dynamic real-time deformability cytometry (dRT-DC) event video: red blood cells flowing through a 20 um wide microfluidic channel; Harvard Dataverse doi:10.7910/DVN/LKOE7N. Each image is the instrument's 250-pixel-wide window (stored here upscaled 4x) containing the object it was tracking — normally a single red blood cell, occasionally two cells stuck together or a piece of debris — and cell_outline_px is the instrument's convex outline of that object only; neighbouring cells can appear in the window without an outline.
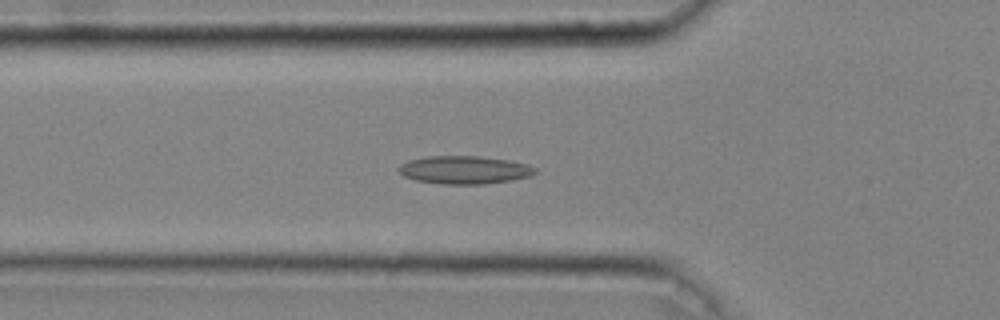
{"species": "common noctule bat (a hibernating species)", "species_latin": "Nyctalus noctula", "temperature_condition": "cold", "stored_images_in_passage": 47, "camera_frame_rate_fps": 3000, "um_per_image_px": 0.085, "animal": {"sex": "male", "body_mass_g": 20.4}, "frame": {"image": 1, "passage_image": 17, "time_ms": 5.333, "image_size_px": [1000, 320], "cell_outline_px": [[536, 172], [532, 176], [484, 184], [440, 184], [416, 180], [404, 176], [396, 168], [400, 164], [408, 160], [428, 156], [480, 156], [508, 160], [528, 164], [536, 168]], "centroid_in_image_um": [39.46, 14.43], "position_along_channel_um": 86.3, "area_um2": 22.31}}
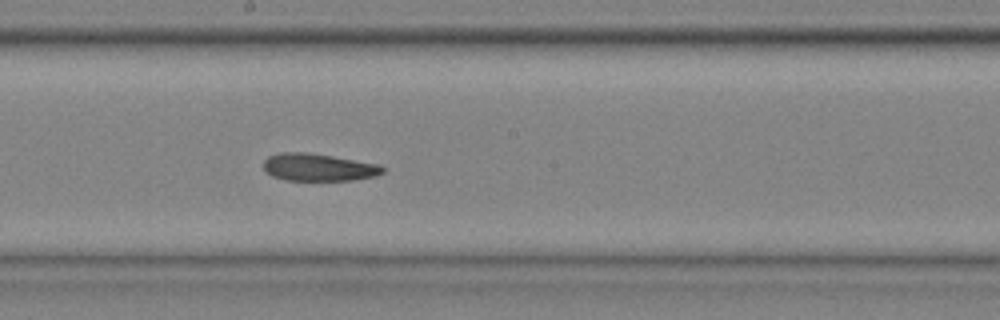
{"frame": {"image": 2, "passage_image": 27, "time_ms": 8.667, "image_size_px": [1000, 320], "cell_outline_px": [[384, 172], [376, 176], [352, 180], [284, 180], [272, 176], [264, 172], [264, 160], [268, 156], [280, 152], [308, 152], [380, 164], [384, 168]], "centroid_in_image_um": [27.05, 14.22], "position_along_channel_um": 221.2, "area_um2": 19.19}}
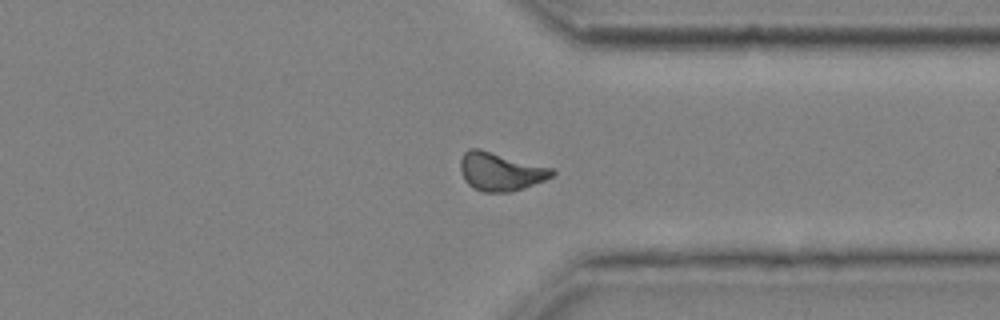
{"frame": {"image": 3, "passage_image": 38, "time_ms": 12.333, "image_size_px": [1000, 320], "cell_outline_px": [[556, 172], [552, 176], [544, 180], [524, 188], [512, 192], [484, 192], [472, 188], [464, 180], [460, 172], [460, 160], [464, 152], [468, 148], [480, 148], [556, 168]], "centroid_in_image_um": [42.55, 14.57], "position_along_channel_um": 368.9, "area_um2": 20.98}, "authors_computed_cell_mechanics": {"area_um2": 19.9988, "velocity_mm_per_s": 4.0429, "shape_relaxation_time_tau1_ms": null, "shape_relaxation_time_tau2_ms": 5.0059, "deformation_change_tau1": null, "deformation_change_tau2": 0.1239}}